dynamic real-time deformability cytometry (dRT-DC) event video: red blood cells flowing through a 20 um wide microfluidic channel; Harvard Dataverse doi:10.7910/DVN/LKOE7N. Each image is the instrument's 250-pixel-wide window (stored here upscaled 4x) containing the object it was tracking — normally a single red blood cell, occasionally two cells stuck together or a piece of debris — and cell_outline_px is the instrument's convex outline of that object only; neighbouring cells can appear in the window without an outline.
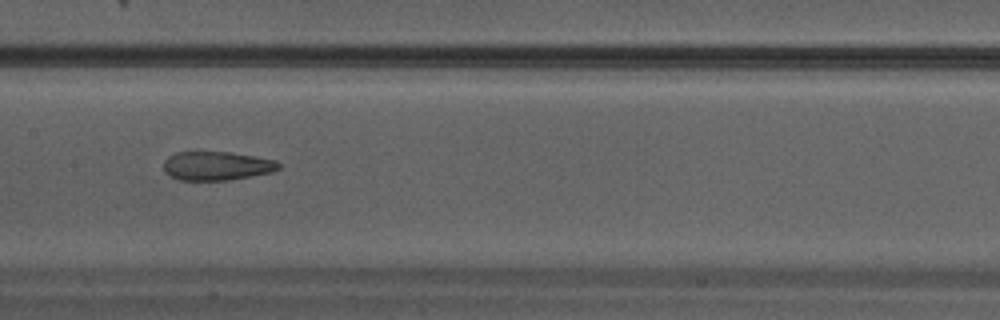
{"species": "Egyptian fruit bat (a non-hibernating species)", "species_latin": "Rousettus aegyptiacus", "temperature_condition": "warm", "stored_images_in_passage": 33, "camera_frame_rate_fps": 3000, "um_per_image_px": 0.085, "animal": {"sex": "male"}, "frame": {"image": 1, "passage_image": 15, "time_ms": 4.667, "image_size_px": [1000, 320], "cell_outline_px": [[280, 168], [272, 172], [228, 180], [180, 180], [164, 172], [164, 160], [168, 156], [176, 152], [232, 152], [256, 156], [276, 160], [280, 164]], "centroid_in_image_um": [18.43, 14.09], "position_along_channel_um": 189.0, "area_um2": 19.36}}
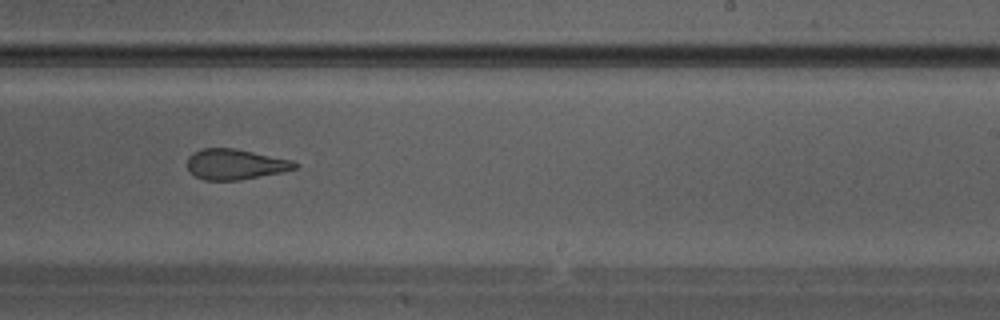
{"frame": {"image": 2, "passage_image": 19, "time_ms": 6.0, "image_size_px": [1000, 320], "cell_outline_px": [[300, 164], [296, 168], [280, 172], [240, 180], [204, 180], [196, 176], [188, 168], [188, 156], [192, 152], [200, 148], [236, 148], [292, 160]], "centroid_in_image_um": [19.99, 13.95], "position_along_channel_um": 269.0, "area_um2": 19.07}}
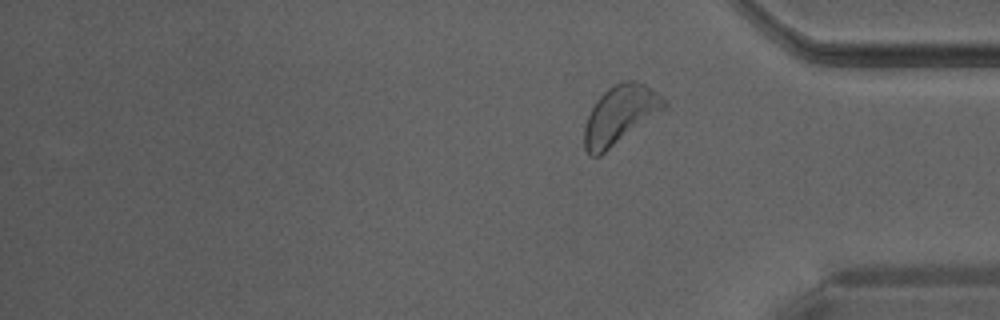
{"frame": {"image": 3, "passage_image": 33, "time_ms": 10.667, "image_size_px": [1000, 320], "cell_outline_px": [[668, 108], [600, 156], [592, 156], [584, 148], [584, 124], [596, 100], [612, 84], [624, 80], [632, 80], [644, 84], [652, 88], [668, 100]], "centroid_in_image_um": [52.75, 9.75], "position_along_channel_um": 382.4, "area_um2": 27.63}}